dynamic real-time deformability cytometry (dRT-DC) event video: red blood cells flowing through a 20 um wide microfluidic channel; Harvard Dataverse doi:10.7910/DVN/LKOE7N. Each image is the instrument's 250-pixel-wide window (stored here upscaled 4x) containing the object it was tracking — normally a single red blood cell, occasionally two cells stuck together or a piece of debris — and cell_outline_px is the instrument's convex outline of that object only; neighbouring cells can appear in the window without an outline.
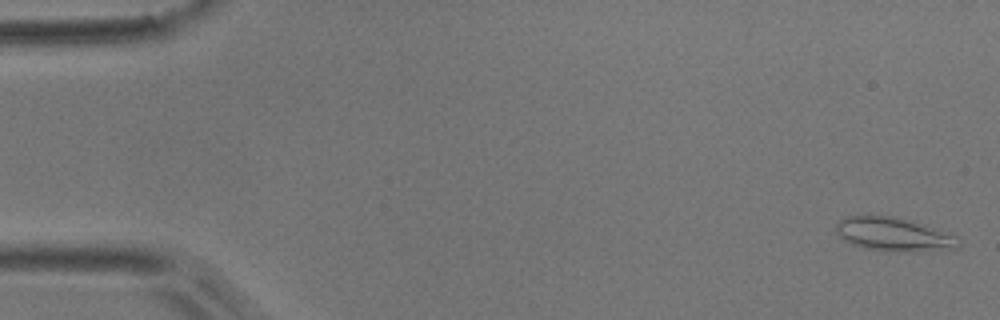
{"species": "common noctule bat (a hibernating species)", "species_latin": "Nyctalus noctula", "temperature_condition": "room temperature", "stored_images_in_passage": 4, "camera_frame_rate_fps": 3000, "um_per_image_px": 0.085, "animal": {"sex": "male", "body_mass_g": 17.9}, "frame": {"image": 1, "passage_image": 1, "time_ms": 0.0, "image_size_px": [1000, 320], "cell_outline_px": [[960, 244], [956, 248], [908, 252], [868, 248], [852, 244], [844, 240], [836, 232], [836, 224], [844, 216], [868, 212], [892, 216], [908, 220], [952, 232], [960, 240]], "centroid_in_image_um": [75.94, 19.86], "position_along_channel_um": 9.1, "area_um2": 24.51}}